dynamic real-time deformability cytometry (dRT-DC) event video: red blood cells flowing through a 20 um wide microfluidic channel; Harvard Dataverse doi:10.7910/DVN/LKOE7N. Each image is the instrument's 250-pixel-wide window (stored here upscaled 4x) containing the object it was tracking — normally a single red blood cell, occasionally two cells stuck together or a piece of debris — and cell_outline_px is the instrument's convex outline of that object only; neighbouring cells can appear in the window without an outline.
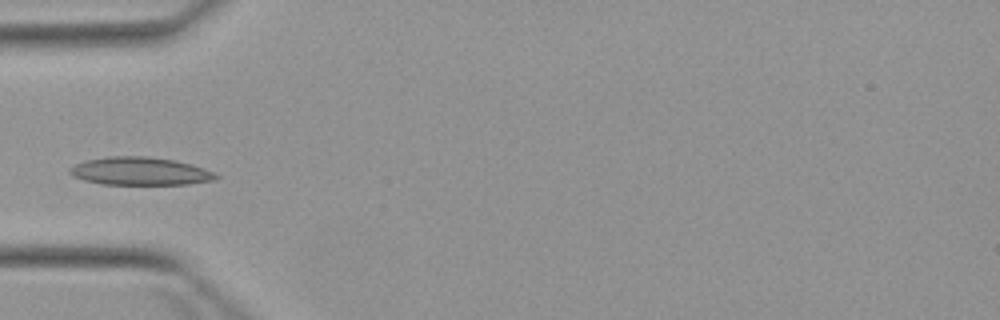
{"species": "Egyptian fruit bat (a non-hibernating species)", "species_latin": "Rousettus aegyptiacus", "temperature_condition": "warm", "stored_images_in_passage": 3, "camera_frame_rate_fps": 3000, "um_per_image_px": 0.085, "animal": {"sex": "female"}, "frame": {"image": 1, "passage_image": 3, "time_ms": 3.333, "image_size_px": [1000, 320], "cell_outline_px": [[220, 176], [216, 180], [188, 184], [100, 184], [84, 180], [72, 176], [68, 172], [68, 168], [76, 164], [88, 160], [108, 156], [148, 156], [176, 160], [192, 164], [204, 168]], "centroid_in_image_um": [11.91, 14.55], "position_along_channel_um": 73.1, "area_um2": 23.93}}